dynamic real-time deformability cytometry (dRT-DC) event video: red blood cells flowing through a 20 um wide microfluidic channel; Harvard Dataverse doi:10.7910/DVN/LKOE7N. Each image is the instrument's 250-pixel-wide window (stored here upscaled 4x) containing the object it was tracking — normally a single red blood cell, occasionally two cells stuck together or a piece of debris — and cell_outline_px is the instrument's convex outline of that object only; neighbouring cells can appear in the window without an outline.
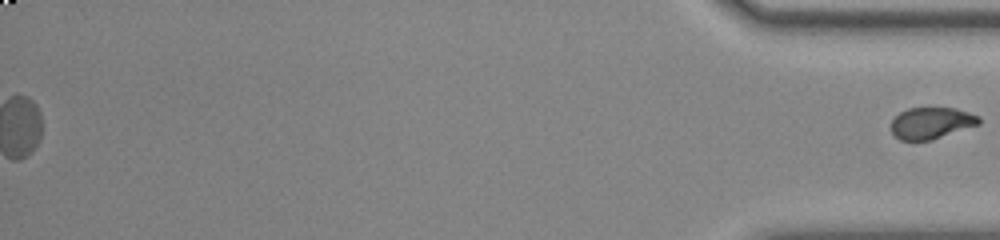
{"species": "common noctule bat (a hibernating species)", "species_latin": "Nyctalus noctula", "temperature_condition": "room temperature", "stored_images_in_passage": 41, "segment_of_instrument_passage": [2, 2], "camera_frame_rate_fps": 3000, "um_per_image_px": 0.085, "animal": {"sex": "male", "body_mass_g": 20.0, "forearm_length_mm": 53.3}, "frame": {"image": 1, "passage_image": 41, "time_ms": 13.333, "image_size_px": [1000, 240], "cell_outline_px": [[980, 124], [932, 140], [900, 140], [892, 132], [892, 120], [900, 112], [908, 108], [956, 108], [980, 116]], "centroid_in_image_um": [79.19, 10.45], "position_along_channel_um": 356.0, "area_um2": 16.07}}